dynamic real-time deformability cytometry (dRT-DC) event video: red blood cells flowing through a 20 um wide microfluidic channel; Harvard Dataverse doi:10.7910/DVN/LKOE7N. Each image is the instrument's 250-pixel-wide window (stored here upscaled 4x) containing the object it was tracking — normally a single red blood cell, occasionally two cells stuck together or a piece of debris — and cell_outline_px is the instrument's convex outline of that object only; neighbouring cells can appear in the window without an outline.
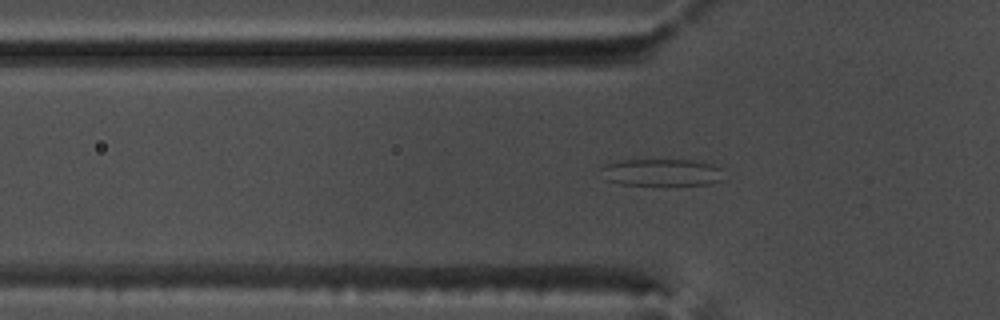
{"species": "common noctule bat (a hibernating species)", "species_latin": "Nyctalus noctula", "temperature_condition": "warm", "stored_images_in_passage": 49, "camera_frame_rate_fps": 3000, "um_per_image_px": 0.085, "animal": {"sex": "male", "body_mass_g": 17.5, "forearm_length_mm": 52.3}, "frame": {"image": 1, "passage_image": 12, "time_ms": 3.667, "image_size_px": [1000, 320], "cell_outline_px": [[724, 180], [712, 184], [620, 184], [608, 180], [600, 168], [604, 164], [624, 160], [692, 160], [712, 164], [720, 168]], "centroid_in_image_um": [56.28, 14.64], "position_along_channel_um": 69.5, "area_um2": 19.07}}
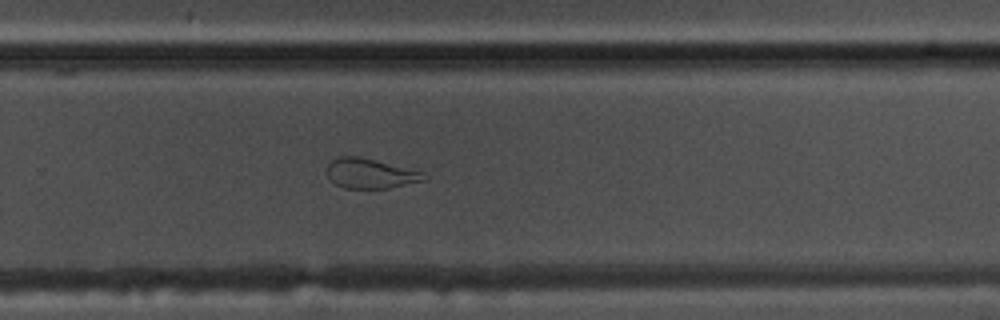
{"frame": {"image": 2, "passage_image": 30, "time_ms": 9.667, "image_size_px": [1000, 320], "cell_outline_px": [[428, 180], [388, 188], [344, 188], [328, 180], [328, 164], [332, 160], [340, 156], [360, 156], [424, 172], [428, 176]], "centroid_in_image_um": [31.51, 14.75], "position_along_channel_um": 298.3, "area_um2": 16.99}}
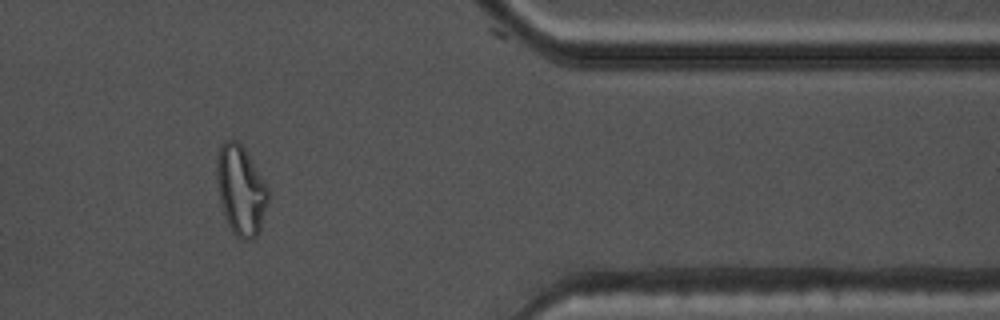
{"frame": {"image": 3, "passage_image": 39, "time_ms": 12.667, "image_size_px": [1000, 320], "cell_outline_px": [[268, 200], [260, 232], [252, 240], [244, 240], [236, 236], [232, 232], [224, 216], [220, 200], [216, 180], [216, 160], [220, 148], [224, 140], [236, 140], [244, 148], [264, 180], [268, 188]], "centroid_in_image_um": [20.46, 16.2], "position_along_channel_um": 390.9, "area_um2": 26.88}, "authors_computed_cell_mechanics": {"area_um2": 22.3108, "velocity_mm_per_s": 3.8243, "shape_relaxation_time_tau1_ms": null, "shape_relaxation_time_tau2_ms": 1.3274, "deformation_change_tau1": null, "deformation_change_tau2": 0.077}}